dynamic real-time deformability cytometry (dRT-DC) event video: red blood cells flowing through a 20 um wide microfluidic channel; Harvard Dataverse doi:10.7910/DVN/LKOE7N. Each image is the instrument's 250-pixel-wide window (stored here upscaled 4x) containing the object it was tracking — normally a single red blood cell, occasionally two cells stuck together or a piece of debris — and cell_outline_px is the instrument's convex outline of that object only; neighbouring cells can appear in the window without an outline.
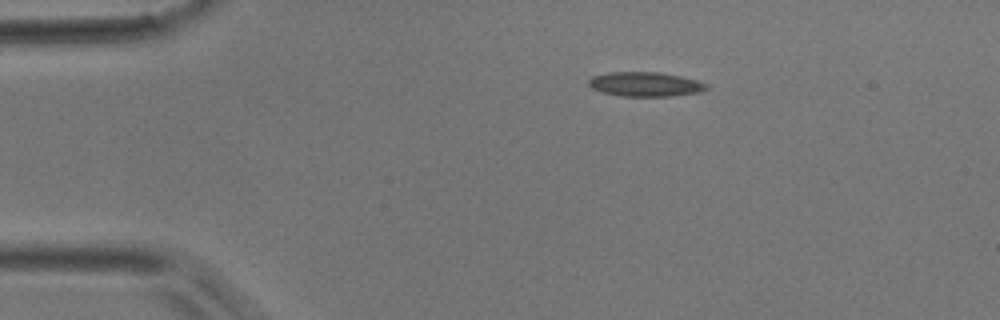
{"species": "common noctule bat (a hibernating species)", "species_latin": "Nyctalus noctula", "temperature_condition": "room temperature", "stored_images_in_passage": 2, "camera_frame_rate_fps": 3000, "um_per_image_px": 0.085, "animal": {"sex": "male", "body_mass_g": 17.9}, "frame": {"image": 1, "passage_image": 1, "time_ms": 0.0, "image_size_px": [1000, 320], "cell_outline_px": [[708, 88], [700, 92], [668, 96], [620, 96], [604, 92], [592, 88], [588, 84], [588, 80], [592, 76], [608, 72], [660, 72], [680, 76], [696, 80], [708, 84]], "centroid_in_image_um": [54.84, 7.15], "position_along_channel_um": 30.2, "area_um2": 16.7}}